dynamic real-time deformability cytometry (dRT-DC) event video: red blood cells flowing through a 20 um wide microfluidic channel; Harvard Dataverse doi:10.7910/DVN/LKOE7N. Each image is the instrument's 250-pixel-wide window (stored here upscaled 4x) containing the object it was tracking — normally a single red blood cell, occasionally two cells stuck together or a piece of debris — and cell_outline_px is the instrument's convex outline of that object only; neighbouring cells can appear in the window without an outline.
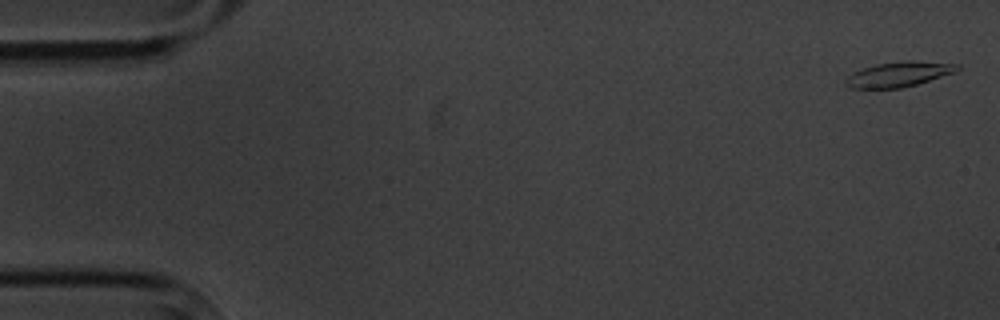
{"species": "common noctule bat (a hibernating species)", "species_latin": "Nyctalus noctula", "temperature_condition": "cold", "stored_images_in_passage": 5, "camera_frame_rate_fps": 3000, "um_per_image_px": 0.085, "animal": {"sex": "male", "body_mass_g": 20.1, "forearm_length_mm": 53.5}, "frame": {"image": 1, "passage_image": 1, "time_ms": 0.0, "image_size_px": [1000, 320], "cell_outline_px": [[960, 68], [956, 72], [916, 84], [900, 88], [852, 88], [844, 84], [844, 80], [852, 72], [876, 64], [908, 60], [960, 64]], "centroid_in_image_um": [76.4, 6.31], "position_along_channel_um": 8.6, "area_um2": 16.18}}
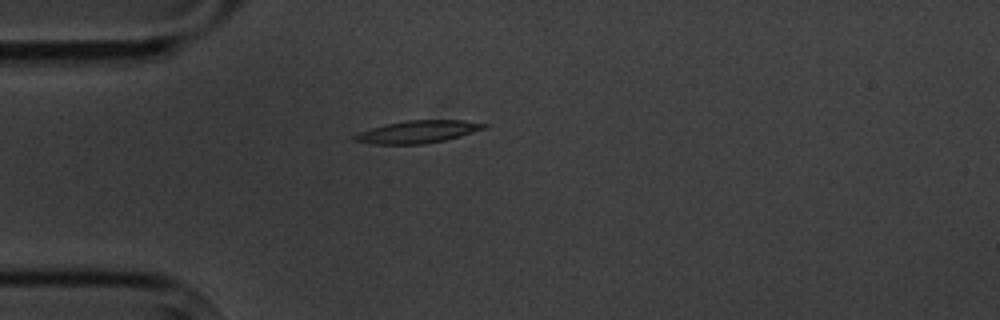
{"frame": {"image": 2, "passage_image": 5, "time_ms": 4.667, "image_size_px": [1000, 320], "cell_outline_px": [[488, 128], [460, 136], [444, 140], [424, 144], [372, 144], [352, 140], [352, 136], [360, 132], [372, 128], [388, 124], [408, 120], [464, 120], [488, 124]], "centroid_in_image_um": [35.54, 11.2], "position_along_channel_um": 49.5, "area_um2": 16.88}}